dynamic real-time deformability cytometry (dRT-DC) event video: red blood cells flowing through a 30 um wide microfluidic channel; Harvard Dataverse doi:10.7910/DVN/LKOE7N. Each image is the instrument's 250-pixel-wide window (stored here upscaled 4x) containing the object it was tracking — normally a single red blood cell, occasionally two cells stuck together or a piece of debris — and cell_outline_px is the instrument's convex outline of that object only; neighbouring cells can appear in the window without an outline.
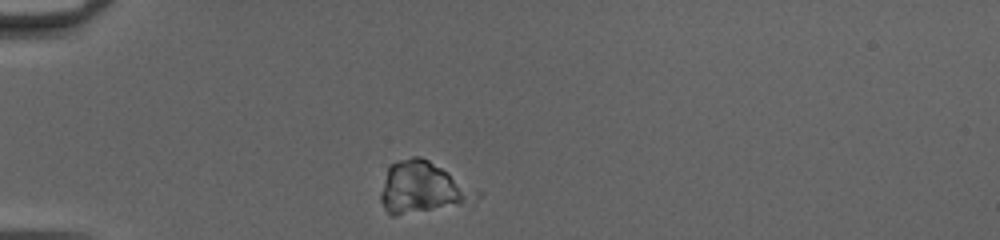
{"species": "common noctule bat (a hibernating species)", "species_latin": "Nyctalus noctula", "temperature_condition": "cold", "stored_images_in_passage": 39, "camera_frame_rate_fps": 3000, "um_per_image_px": 0.085, "animal": {"sex": "female", "body_mass_g": 20.0, "forearm_length_mm": 54.0}, "frame": {"image": 1, "passage_image": 2, "time_ms": 0.333, "image_size_px": [1000, 240], "cell_outline_px": [[468, 196], [460, 204], [396, 216], [388, 216], [380, 200], [380, 192], [388, 168], [392, 164], [400, 160], [412, 156], [420, 156], [428, 160], [440, 168]], "centroid_in_image_um": [35.52, 15.96], "position_along_channel_um": 49.5, "area_um2": 25.72}}
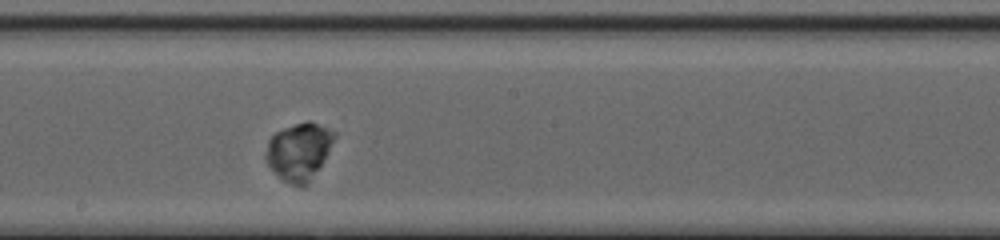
{"frame": {"image": 2, "passage_image": 17, "time_ms": 5.333, "image_size_px": [1000, 240], "cell_outline_px": [[336, 136], [320, 164], [308, 184], [304, 188], [292, 184], [284, 180], [268, 164], [264, 156], [268, 140], [276, 132], [284, 128], [308, 120], [336, 132]], "centroid_in_image_um": [25.39, 12.86], "position_along_channel_um": 222.8, "area_um2": 22.31}}
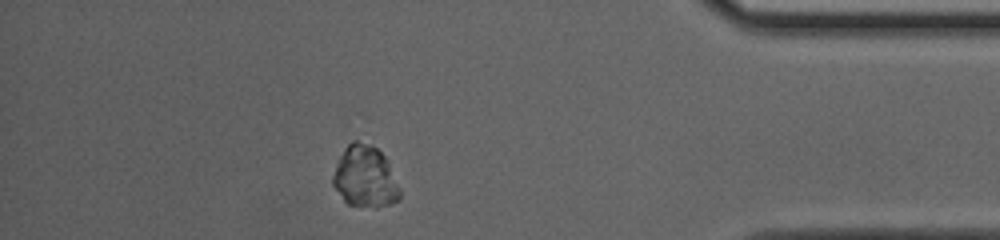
{"frame": {"image": 3, "passage_image": 33, "time_ms": 10.667, "image_size_px": [1000, 240], "cell_outline_px": [[400, 200], [376, 208], [348, 204], [344, 200], [332, 184], [332, 176], [336, 164], [344, 148], [352, 140], [356, 140], [372, 144], [388, 160], [400, 188]], "centroid_in_image_um": [31.04, 15.02], "position_along_channel_um": 404.2, "area_um2": 24.16}, "authors_computed_cell_mechanics": {"area_um2": 23.7558, "velocity_mm_per_s": 3.993, "shape_relaxation_time_tau1_ms": 3.4962, "shape_relaxation_time_tau2_ms": null, "deformation_change_tau1": 0.0863, "deformation_change_tau2": null}}